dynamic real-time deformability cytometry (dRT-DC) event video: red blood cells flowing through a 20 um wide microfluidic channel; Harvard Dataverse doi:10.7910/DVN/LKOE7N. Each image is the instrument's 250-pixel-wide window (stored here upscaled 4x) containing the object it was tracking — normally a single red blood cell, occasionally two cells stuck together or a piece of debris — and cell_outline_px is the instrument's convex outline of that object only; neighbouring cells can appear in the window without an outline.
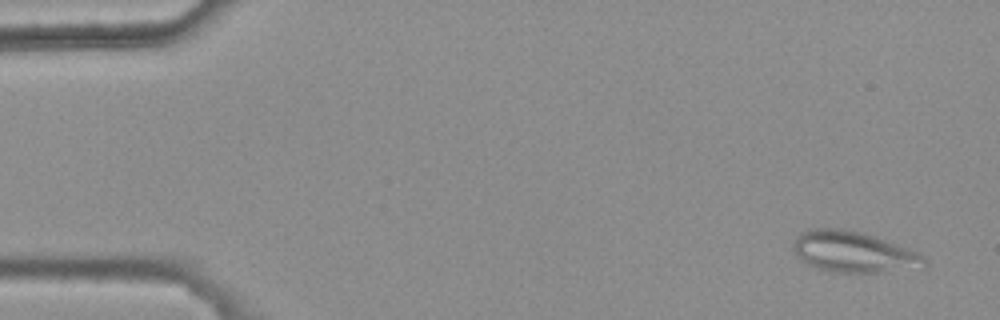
{"species": "common noctule bat (a hibernating species)", "species_latin": "Nyctalus noctula", "temperature_condition": "warm", "stored_images_in_passage": 5, "camera_frame_rate_fps": 3000, "um_per_image_px": 0.085, "animal": {"sex": "female", "body_mass_g": 25.1}, "frame": {"image": 1, "passage_image": 1, "time_ms": 0.0, "image_size_px": [1000, 320], "cell_outline_px": [[928, 264], [924, 268], [880, 272], [832, 272], [816, 268], [808, 264], [792, 248], [792, 244], [796, 236], [800, 232], [808, 228], [844, 228], [864, 232], [876, 236], [920, 252], [924, 256]], "centroid_in_image_um": [72.6, 21.4], "position_along_channel_um": 12.4, "area_um2": 31.79}}